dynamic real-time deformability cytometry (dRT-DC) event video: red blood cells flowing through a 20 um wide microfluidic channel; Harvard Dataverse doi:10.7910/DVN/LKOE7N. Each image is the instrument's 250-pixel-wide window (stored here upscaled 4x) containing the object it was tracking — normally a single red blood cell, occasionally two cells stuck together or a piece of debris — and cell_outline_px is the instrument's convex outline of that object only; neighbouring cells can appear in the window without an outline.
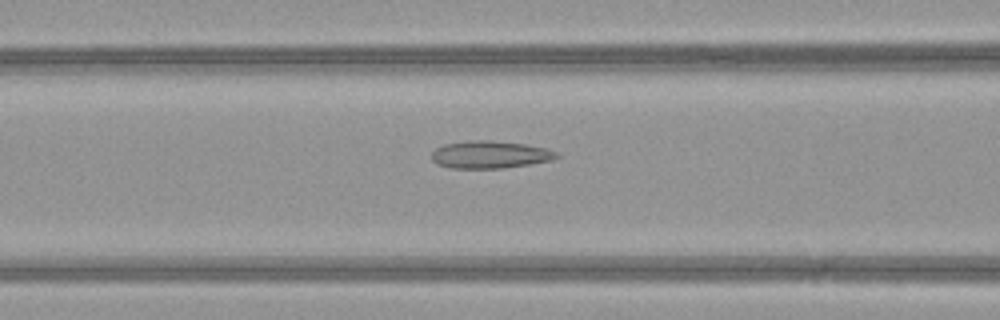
{"species": "common noctule bat (a hibernating species)", "species_latin": "Nyctalus noctula", "temperature_condition": "warm", "stored_images_in_passage": 45, "camera_frame_rate_fps": 3000, "um_per_image_px": 0.085, "animal": {"sex": "female", "body_mass_g": 21.9}, "frame": {"image": 1, "passage_image": 17, "time_ms": 5.333, "image_size_px": [1000, 320], "cell_outline_px": [[560, 156], [552, 160], [528, 164], [500, 168], [452, 168], [436, 164], [432, 160], [432, 152], [436, 148], [444, 144], [468, 140], [492, 140], [528, 144], [544, 148], [556, 152]], "centroid_in_image_um": [41.62, 13.13], "position_along_channel_um": 125.0, "area_um2": 20.0}}
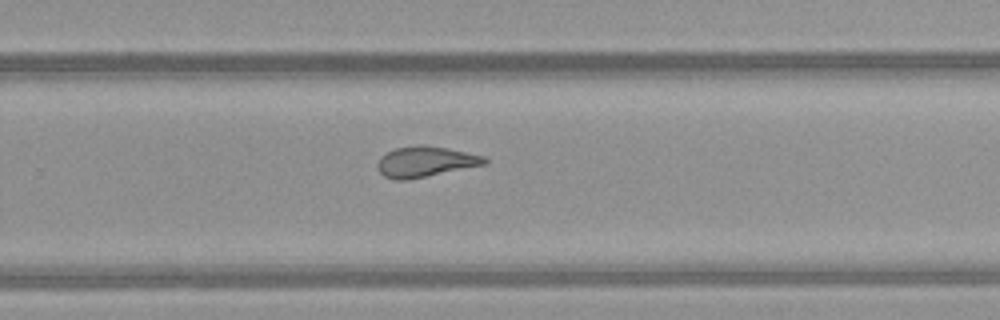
{"frame": {"image": 2, "passage_image": 29, "time_ms": 9.333, "image_size_px": [1000, 320], "cell_outline_px": [[488, 164], [408, 180], [392, 180], [384, 176], [380, 172], [376, 164], [380, 156], [396, 148], [416, 144], [420, 144], [448, 148], [484, 156], [488, 160]], "centroid_in_image_um": [36.15, 13.75], "position_along_channel_um": 293.6, "area_um2": 19.31}}
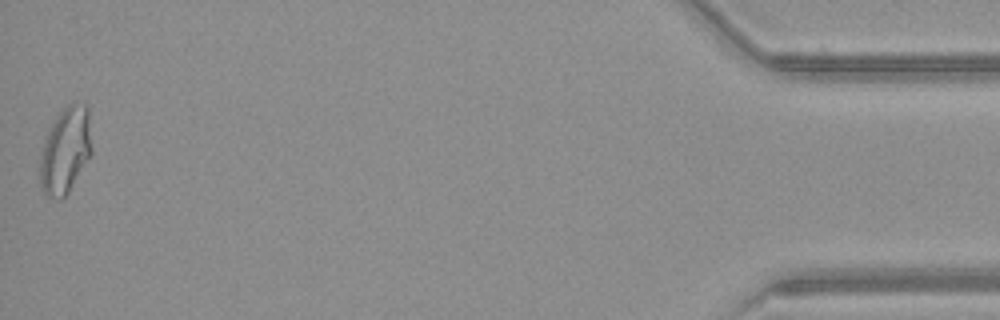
{"frame": {"image": 3, "passage_image": 45, "time_ms": 14.667, "image_size_px": [1000, 320], "cell_outline_px": [[92, 152], [68, 192], [60, 200], [56, 200], [44, 196], [40, 188], [40, 160], [44, 136], [56, 116], [68, 104], [76, 100], [88, 104], [92, 148]], "centroid_in_image_um": [5.55, 12.76], "position_along_channel_um": 429.7, "area_um2": 26.53}, "authors_computed_cell_mechanics": {"area_um2": 21.3282, "velocity_mm_per_s": 4.22, "shape_relaxation_time_tau1_ms": null, "shape_relaxation_time_tau2_ms": 2.4562, "deformation_change_tau1": null, "deformation_change_tau2": 0.0992}}